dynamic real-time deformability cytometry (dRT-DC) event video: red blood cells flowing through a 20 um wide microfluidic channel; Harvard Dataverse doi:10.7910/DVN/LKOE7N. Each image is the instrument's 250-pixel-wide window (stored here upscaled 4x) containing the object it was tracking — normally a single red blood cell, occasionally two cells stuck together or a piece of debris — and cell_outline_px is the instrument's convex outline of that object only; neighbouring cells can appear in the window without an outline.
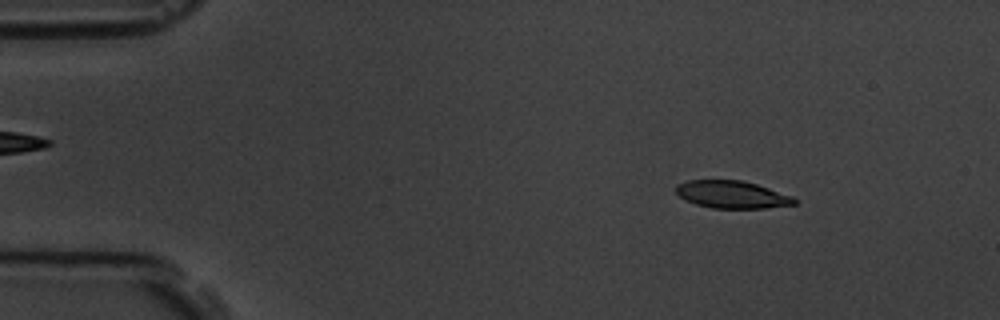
{"species": "common noctule bat (a hibernating species)", "species_latin": "Nyctalus noctula", "temperature_condition": "room temperature", "stored_images_in_passage": 4, "camera_frame_rate_fps": 3000, "um_per_image_px": 0.085, "animal": {"sex": "male", "body_mass_g": 19.5, "forearm_length_mm": 54.6}, "frame": {"image": 1, "passage_image": 1, "time_ms": 0.0, "image_size_px": [1000, 320], "cell_outline_px": [[796, 204], [764, 208], [712, 208], [696, 204], [680, 196], [676, 192], [676, 184], [688, 180], [740, 180], [756, 184], [792, 196], [796, 200]], "centroid_in_image_um": [62.21, 16.53], "position_along_channel_um": 22.8, "area_um2": 18.73}}
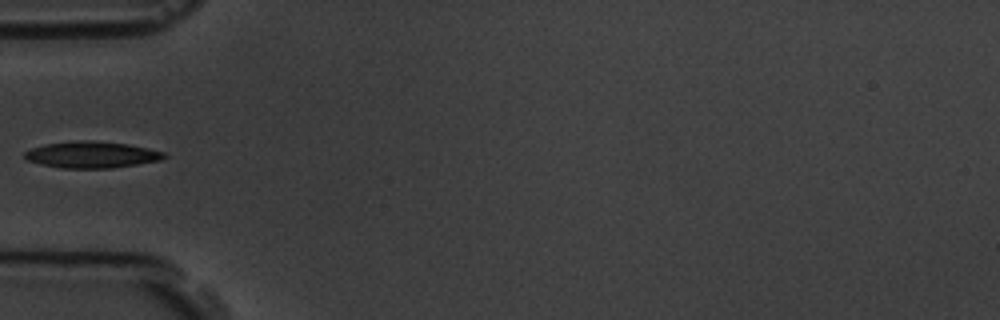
{"frame": {"image": 2, "passage_image": 4, "time_ms": 3.667, "image_size_px": [1000, 320], "cell_outline_px": [[168, 156], [160, 160], [112, 168], [60, 168], [40, 164], [28, 160], [24, 156], [24, 152], [32, 148], [44, 144], [80, 140], [96, 140], [128, 144], [148, 148], [164, 152]], "centroid_in_image_um": [7.79, 13.14], "position_along_channel_um": 77.2, "area_um2": 21.56}}